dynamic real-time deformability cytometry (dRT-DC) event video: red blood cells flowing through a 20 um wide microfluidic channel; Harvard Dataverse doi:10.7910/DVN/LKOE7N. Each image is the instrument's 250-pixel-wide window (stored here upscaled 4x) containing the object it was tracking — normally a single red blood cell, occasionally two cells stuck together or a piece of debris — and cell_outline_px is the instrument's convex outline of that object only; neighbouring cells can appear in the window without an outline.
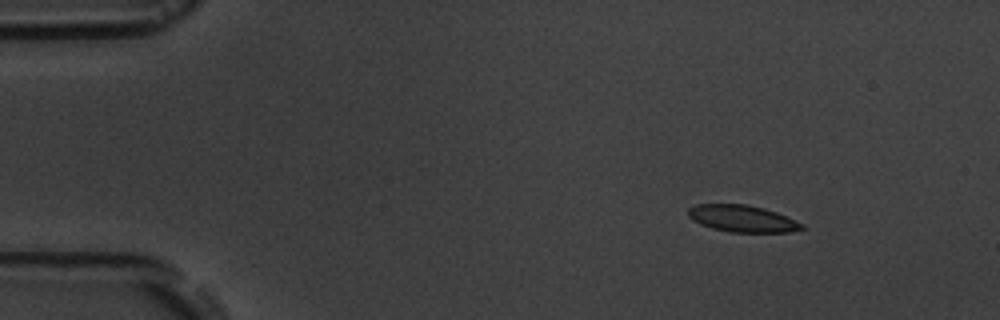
{"species": "common noctule bat (a hibernating species)", "species_latin": "Nyctalus noctula", "temperature_condition": "room temperature", "stored_images_in_passage": 15, "camera_frame_rate_fps": 3000, "um_per_image_px": 0.085, "animal": {"sex": "male", "body_mass_g": 19.5, "forearm_length_mm": 54.6}, "frame": {"image": 1, "passage_image": 2, "time_ms": 1.333, "image_size_px": [1000, 320], "cell_outline_px": [[804, 228], [788, 232], [728, 232], [712, 228], [700, 224], [692, 220], [688, 216], [688, 208], [696, 204], [748, 204], [764, 208], [776, 212], [804, 224]], "centroid_in_image_um": [63.06, 18.57], "position_along_channel_um": 21.9, "area_um2": 17.8}}
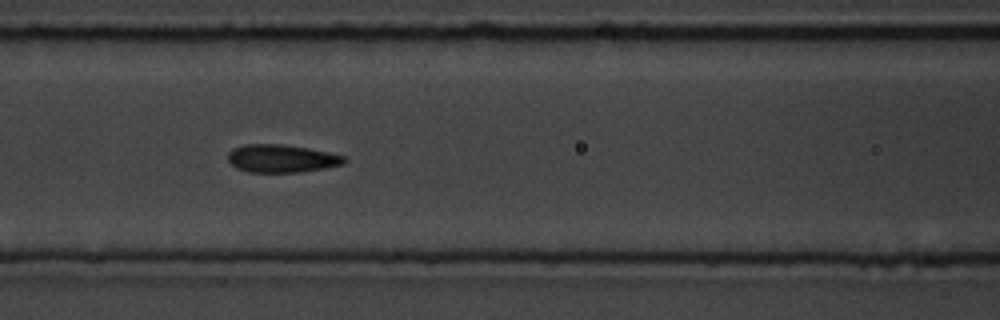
{"frame": {"image": 2, "passage_image": 7, "time_ms": 7.0, "image_size_px": [1000, 320], "cell_outline_px": [[348, 160], [344, 164], [324, 168], [300, 172], [248, 172], [236, 168], [228, 160], [228, 152], [232, 148], [244, 144], [280, 144], [308, 148], [328, 152], [344, 156]], "centroid_in_image_um": [23.92, 13.47], "position_along_channel_um": 142.7, "area_um2": 18.96}}
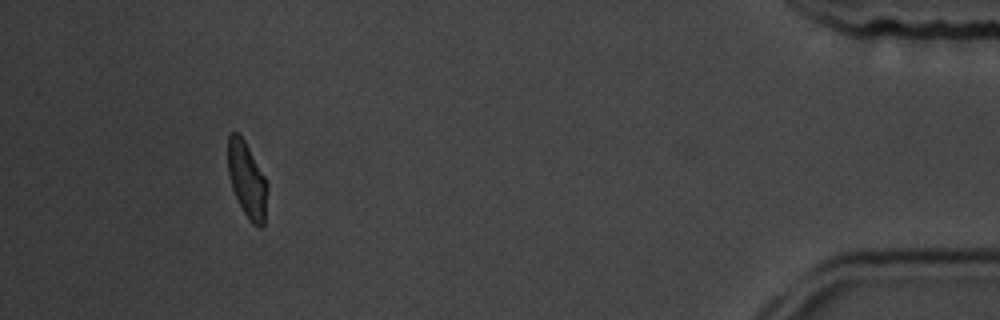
{"frame": {"image": 3, "passage_image": 15, "time_ms": 16.333, "image_size_px": [1000, 320], "cell_outline_px": [[268, 192], [264, 224], [260, 228], [256, 228], [248, 220], [232, 188], [228, 172], [228, 136], [232, 132], [236, 132], [244, 140], [264, 176], [268, 184]], "centroid_in_image_um": [21.01, 15.34], "position_along_channel_um": 414.2, "area_um2": 17.28}, "authors_computed_cell_mechanics": {"area_um2": 18.207, "velocity_mm_per_s": 3.6171, "shape_relaxation_time_tau1_ms": 1.6863, "shape_relaxation_time_tau2_ms": 0.7533, "deformation_change_tau1": 0.1018, "deformation_change_tau2": 0.0563}}